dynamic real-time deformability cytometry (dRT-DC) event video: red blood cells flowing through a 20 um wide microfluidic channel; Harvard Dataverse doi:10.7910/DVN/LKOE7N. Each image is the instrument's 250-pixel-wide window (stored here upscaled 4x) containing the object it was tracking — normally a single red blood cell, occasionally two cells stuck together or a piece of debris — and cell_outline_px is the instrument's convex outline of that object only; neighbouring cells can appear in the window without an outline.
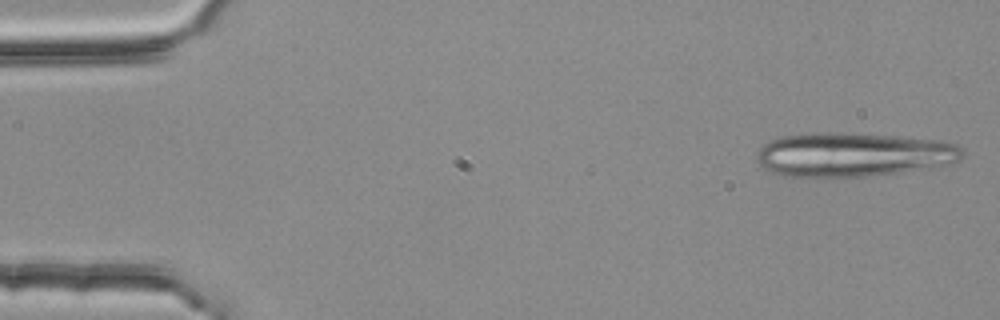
{"species": "common noctule bat (a hibernating species)", "species_latin": "Nyctalus noctula", "temperature_condition": "room temperature", "stored_images_in_passage": 3, "camera_frame_rate_fps": 3000, "um_per_image_px": 0.085, "animal": {"sex": "female", "body_mass_g": 25.1}, "frame": {"image": 1, "passage_image": 1, "time_ms": 0.0, "image_size_px": [1000, 320], "cell_outline_px": [[964, 156], [960, 160], [952, 164], [940, 168], [868, 176], [780, 176], [764, 168], [756, 160], [756, 152], [764, 144], [772, 140], [784, 136], [808, 132], [836, 132], [900, 136], [940, 140], [956, 144], [964, 148]], "centroid_in_image_um": [72.61, 13.14], "position_along_channel_um": 12.4, "area_um2": 53.7}}